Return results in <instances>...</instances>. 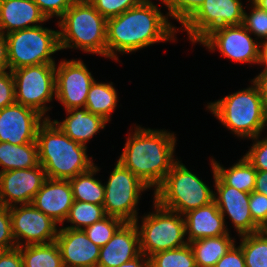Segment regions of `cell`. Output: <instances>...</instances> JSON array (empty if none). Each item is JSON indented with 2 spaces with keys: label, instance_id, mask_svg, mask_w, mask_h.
<instances>
[{
  "label": "cell",
  "instance_id": "6da1fadb",
  "mask_svg": "<svg viewBox=\"0 0 267 267\" xmlns=\"http://www.w3.org/2000/svg\"><path fill=\"white\" fill-rule=\"evenodd\" d=\"M175 28L156 5L145 0L124 13L107 19V57L116 58L114 50L131 52L155 42L168 41Z\"/></svg>",
  "mask_w": 267,
  "mask_h": 267
},
{
  "label": "cell",
  "instance_id": "7a4b0ae2",
  "mask_svg": "<svg viewBox=\"0 0 267 267\" xmlns=\"http://www.w3.org/2000/svg\"><path fill=\"white\" fill-rule=\"evenodd\" d=\"M118 162L149 188L163 182L173 164L175 138L166 131L136 128Z\"/></svg>",
  "mask_w": 267,
  "mask_h": 267
},
{
  "label": "cell",
  "instance_id": "3957f363",
  "mask_svg": "<svg viewBox=\"0 0 267 267\" xmlns=\"http://www.w3.org/2000/svg\"><path fill=\"white\" fill-rule=\"evenodd\" d=\"M37 131L38 160L46 177L70 180L94 166L86 146L70 139L48 117Z\"/></svg>",
  "mask_w": 267,
  "mask_h": 267
},
{
  "label": "cell",
  "instance_id": "277c9868",
  "mask_svg": "<svg viewBox=\"0 0 267 267\" xmlns=\"http://www.w3.org/2000/svg\"><path fill=\"white\" fill-rule=\"evenodd\" d=\"M60 18V50L76 47L107 57V19L88 0H76Z\"/></svg>",
  "mask_w": 267,
  "mask_h": 267
},
{
  "label": "cell",
  "instance_id": "5b68a950",
  "mask_svg": "<svg viewBox=\"0 0 267 267\" xmlns=\"http://www.w3.org/2000/svg\"><path fill=\"white\" fill-rule=\"evenodd\" d=\"M228 95L208 108L227 128L242 137L258 139L267 123V109L257 85Z\"/></svg>",
  "mask_w": 267,
  "mask_h": 267
},
{
  "label": "cell",
  "instance_id": "8992f818",
  "mask_svg": "<svg viewBox=\"0 0 267 267\" xmlns=\"http://www.w3.org/2000/svg\"><path fill=\"white\" fill-rule=\"evenodd\" d=\"M155 202L175 213L188 211L209 205L214 193L195 174L183 164L175 161L163 182L155 189Z\"/></svg>",
  "mask_w": 267,
  "mask_h": 267
},
{
  "label": "cell",
  "instance_id": "52a82bcc",
  "mask_svg": "<svg viewBox=\"0 0 267 267\" xmlns=\"http://www.w3.org/2000/svg\"><path fill=\"white\" fill-rule=\"evenodd\" d=\"M8 42L9 69L55 63L51 54L60 50L58 31L36 27L5 34Z\"/></svg>",
  "mask_w": 267,
  "mask_h": 267
},
{
  "label": "cell",
  "instance_id": "ba28073f",
  "mask_svg": "<svg viewBox=\"0 0 267 267\" xmlns=\"http://www.w3.org/2000/svg\"><path fill=\"white\" fill-rule=\"evenodd\" d=\"M154 203L156 214L144 217L141 230H138L140 251L145 256L148 253L147 257L188 244L182 240L186 234L185 219L181 218L179 213L173 215L174 211Z\"/></svg>",
  "mask_w": 267,
  "mask_h": 267
},
{
  "label": "cell",
  "instance_id": "9c48e42d",
  "mask_svg": "<svg viewBox=\"0 0 267 267\" xmlns=\"http://www.w3.org/2000/svg\"><path fill=\"white\" fill-rule=\"evenodd\" d=\"M104 188L105 214L119 218L123 222H137L135 206L139 200V193L149 187L117 161Z\"/></svg>",
  "mask_w": 267,
  "mask_h": 267
},
{
  "label": "cell",
  "instance_id": "30bf717a",
  "mask_svg": "<svg viewBox=\"0 0 267 267\" xmlns=\"http://www.w3.org/2000/svg\"><path fill=\"white\" fill-rule=\"evenodd\" d=\"M55 66L48 63L12 70L16 103L44 115L47 111L44 103L50 102L55 94Z\"/></svg>",
  "mask_w": 267,
  "mask_h": 267
},
{
  "label": "cell",
  "instance_id": "8fae6325",
  "mask_svg": "<svg viewBox=\"0 0 267 267\" xmlns=\"http://www.w3.org/2000/svg\"><path fill=\"white\" fill-rule=\"evenodd\" d=\"M243 16L240 0H205L183 26L193 42H200L215 28L241 25Z\"/></svg>",
  "mask_w": 267,
  "mask_h": 267
},
{
  "label": "cell",
  "instance_id": "7c38bea8",
  "mask_svg": "<svg viewBox=\"0 0 267 267\" xmlns=\"http://www.w3.org/2000/svg\"><path fill=\"white\" fill-rule=\"evenodd\" d=\"M208 49L217 47L228 58L238 62L260 63L261 50L241 24L213 29L201 41Z\"/></svg>",
  "mask_w": 267,
  "mask_h": 267
},
{
  "label": "cell",
  "instance_id": "4fadbf2b",
  "mask_svg": "<svg viewBox=\"0 0 267 267\" xmlns=\"http://www.w3.org/2000/svg\"><path fill=\"white\" fill-rule=\"evenodd\" d=\"M10 217L12 234L15 242L17 240V247L21 246V242H18L21 237L27 240L25 245L47 244L56 240L58 235L56 222L32 203L20 205V208L10 207Z\"/></svg>",
  "mask_w": 267,
  "mask_h": 267
},
{
  "label": "cell",
  "instance_id": "5bb4252c",
  "mask_svg": "<svg viewBox=\"0 0 267 267\" xmlns=\"http://www.w3.org/2000/svg\"><path fill=\"white\" fill-rule=\"evenodd\" d=\"M94 78L81 61L61 62L55 70V97L64 104L66 111L83 108Z\"/></svg>",
  "mask_w": 267,
  "mask_h": 267
},
{
  "label": "cell",
  "instance_id": "9a60e30c",
  "mask_svg": "<svg viewBox=\"0 0 267 267\" xmlns=\"http://www.w3.org/2000/svg\"><path fill=\"white\" fill-rule=\"evenodd\" d=\"M46 178L40 164L29 169L0 172V205L12 207L13 202L31 204Z\"/></svg>",
  "mask_w": 267,
  "mask_h": 267
},
{
  "label": "cell",
  "instance_id": "2e32d148",
  "mask_svg": "<svg viewBox=\"0 0 267 267\" xmlns=\"http://www.w3.org/2000/svg\"><path fill=\"white\" fill-rule=\"evenodd\" d=\"M41 115L18 103L0 109V142L22 145L35 142Z\"/></svg>",
  "mask_w": 267,
  "mask_h": 267
},
{
  "label": "cell",
  "instance_id": "e0dca14e",
  "mask_svg": "<svg viewBox=\"0 0 267 267\" xmlns=\"http://www.w3.org/2000/svg\"><path fill=\"white\" fill-rule=\"evenodd\" d=\"M213 174L217 194L219 195L218 198L214 195L213 201L218 206L221 214L225 216V212L228 213L241 236L258 232L259 226L253 221L249 208L250 193L226 185L216 175L214 165Z\"/></svg>",
  "mask_w": 267,
  "mask_h": 267
},
{
  "label": "cell",
  "instance_id": "ac0fdd59",
  "mask_svg": "<svg viewBox=\"0 0 267 267\" xmlns=\"http://www.w3.org/2000/svg\"><path fill=\"white\" fill-rule=\"evenodd\" d=\"M55 242L64 267H97L100 247L87 237L83 229L62 228Z\"/></svg>",
  "mask_w": 267,
  "mask_h": 267
},
{
  "label": "cell",
  "instance_id": "d6986e66",
  "mask_svg": "<svg viewBox=\"0 0 267 267\" xmlns=\"http://www.w3.org/2000/svg\"><path fill=\"white\" fill-rule=\"evenodd\" d=\"M138 229L137 222H124L100 247L97 267H119L137 257L141 253Z\"/></svg>",
  "mask_w": 267,
  "mask_h": 267
},
{
  "label": "cell",
  "instance_id": "ffe728a7",
  "mask_svg": "<svg viewBox=\"0 0 267 267\" xmlns=\"http://www.w3.org/2000/svg\"><path fill=\"white\" fill-rule=\"evenodd\" d=\"M73 202L69 180L46 178L32 204L56 223H63Z\"/></svg>",
  "mask_w": 267,
  "mask_h": 267
},
{
  "label": "cell",
  "instance_id": "44dd1931",
  "mask_svg": "<svg viewBox=\"0 0 267 267\" xmlns=\"http://www.w3.org/2000/svg\"><path fill=\"white\" fill-rule=\"evenodd\" d=\"M48 20L33 0H0V33L36 27ZM33 23L32 25H29Z\"/></svg>",
  "mask_w": 267,
  "mask_h": 267
},
{
  "label": "cell",
  "instance_id": "7402d4cb",
  "mask_svg": "<svg viewBox=\"0 0 267 267\" xmlns=\"http://www.w3.org/2000/svg\"><path fill=\"white\" fill-rule=\"evenodd\" d=\"M185 229L188 234V243L202 238L218 237L228 234L225 229L224 216L213 201L209 205L185 213Z\"/></svg>",
  "mask_w": 267,
  "mask_h": 267
},
{
  "label": "cell",
  "instance_id": "603a6c76",
  "mask_svg": "<svg viewBox=\"0 0 267 267\" xmlns=\"http://www.w3.org/2000/svg\"><path fill=\"white\" fill-rule=\"evenodd\" d=\"M69 115L62 123L54 120L57 125L70 139L85 145L99 129L105 127L106 121L103 117L92 114L84 107L82 110L72 108L67 110Z\"/></svg>",
  "mask_w": 267,
  "mask_h": 267
},
{
  "label": "cell",
  "instance_id": "cb8c5ba5",
  "mask_svg": "<svg viewBox=\"0 0 267 267\" xmlns=\"http://www.w3.org/2000/svg\"><path fill=\"white\" fill-rule=\"evenodd\" d=\"M0 172L16 169H29L39 165L37 142L14 145L0 142Z\"/></svg>",
  "mask_w": 267,
  "mask_h": 267
},
{
  "label": "cell",
  "instance_id": "d4e9b609",
  "mask_svg": "<svg viewBox=\"0 0 267 267\" xmlns=\"http://www.w3.org/2000/svg\"><path fill=\"white\" fill-rule=\"evenodd\" d=\"M233 241L229 234H226L189 242L194 253L196 267H215L221 257L234 245Z\"/></svg>",
  "mask_w": 267,
  "mask_h": 267
},
{
  "label": "cell",
  "instance_id": "484cf974",
  "mask_svg": "<svg viewBox=\"0 0 267 267\" xmlns=\"http://www.w3.org/2000/svg\"><path fill=\"white\" fill-rule=\"evenodd\" d=\"M216 175L228 186L239 191L251 193L255 188L257 170L244 156L230 169H224L217 162L212 161Z\"/></svg>",
  "mask_w": 267,
  "mask_h": 267
},
{
  "label": "cell",
  "instance_id": "4316f807",
  "mask_svg": "<svg viewBox=\"0 0 267 267\" xmlns=\"http://www.w3.org/2000/svg\"><path fill=\"white\" fill-rule=\"evenodd\" d=\"M21 245L23 267H64L56 242Z\"/></svg>",
  "mask_w": 267,
  "mask_h": 267
},
{
  "label": "cell",
  "instance_id": "83f0119b",
  "mask_svg": "<svg viewBox=\"0 0 267 267\" xmlns=\"http://www.w3.org/2000/svg\"><path fill=\"white\" fill-rule=\"evenodd\" d=\"M97 171L98 168L93 166L69 180L74 200L103 205L105 188L100 181L92 177Z\"/></svg>",
  "mask_w": 267,
  "mask_h": 267
},
{
  "label": "cell",
  "instance_id": "f1b7e54d",
  "mask_svg": "<svg viewBox=\"0 0 267 267\" xmlns=\"http://www.w3.org/2000/svg\"><path fill=\"white\" fill-rule=\"evenodd\" d=\"M117 93L112 84L93 82L89 88L85 108L92 114L109 121L111 112L115 109Z\"/></svg>",
  "mask_w": 267,
  "mask_h": 267
},
{
  "label": "cell",
  "instance_id": "f546056e",
  "mask_svg": "<svg viewBox=\"0 0 267 267\" xmlns=\"http://www.w3.org/2000/svg\"><path fill=\"white\" fill-rule=\"evenodd\" d=\"M242 236L240 247L246 267H267V238L259 232Z\"/></svg>",
  "mask_w": 267,
  "mask_h": 267
},
{
  "label": "cell",
  "instance_id": "4dcf8cb0",
  "mask_svg": "<svg viewBox=\"0 0 267 267\" xmlns=\"http://www.w3.org/2000/svg\"><path fill=\"white\" fill-rule=\"evenodd\" d=\"M150 267H196L189 243L179 248L160 251L149 257Z\"/></svg>",
  "mask_w": 267,
  "mask_h": 267
},
{
  "label": "cell",
  "instance_id": "1f68e13d",
  "mask_svg": "<svg viewBox=\"0 0 267 267\" xmlns=\"http://www.w3.org/2000/svg\"><path fill=\"white\" fill-rule=\"evenodd\" d=\"M104 217L106 214L103 205L74 200L66 219L75 225L66 228L82 229V225L87 227Z\"/></svg>",
  "mask_w": 267,
  "mask_h": 267
},
{
  "label": "cell",
  "instance_id": "d6a6232c",
  "mask_svg": "<svg viewBox=\"0 0 267 267\" xmlns=\"http://www.w3.org/2000/svg\"><path fill=\"white\" fill-rule=\"evenodd\" d=\"M124 222L116 217L106 216L102 220L82 228L87 237L97 246H104Z\"/></svg>",
  "mask_w": 267,
  "mask_h": 267
},
{
  "label": "cell",
  "instance_id": "836d02e7",
  "mask_svg": "<svg viewBox=\"0 0 267 267\" xmlns=\"http://www.w3.org/2000/svg\"><path fill=\"white\" fill-rule=\"evenodd\" d=\"M105 18L116 17L128 9L140 5L145 0H88Z\"/></svg>",
  "mask_w": 267,
  "mask_h": 267
},
{
  "label": "cell",
  "instance_id": "e575fe53",
  "mask_svg": "<svg viewBox=\"0 0 267 267\" xmlns=\"http://www.w3.org/2000/svg\"><path fill=\"white\" fill-rule=\"evenodd\" d=\"M168 7L169 16L184 25L202 6L205 0H162Z\"/></svg>",
  "mask_w": 267,
  "mask_h": 267
},
{
  "label": "cell",
  "instance_id": "d590c367",
  "mask_svg": "<svg viewBox=\"0 0 267 267\" xmlns=\"http://www.w3.org/2000/svg\"><path fill=\"white\" fill-rule=\"evenodd\" d=\"M242 25L260 38L267 39V11L254 4L252 13L248 16L244 12Z\"/></svg>",
  "mask_w": 267,
  "mask_h": 267
},
{
  "label": "cell",
  "instance_id": "8d00e7d4",
  "mask_svg": "<svg viewBox=\"0 0 267 267\" xmlns=\"http://www.w3.org/2000/svg\"><path fill=\"white\" fill-rule=\"evenodd\" d=\"M12 234L10 207L0 205V252L16 248Z\"/></svg>",
  "mask_w": 267,
  "mask_h": 267
},
{
  "label": "cell",
  "instance_id": "74e56055",
  "mask_svg": "<svg viewBox=\"0 0 267 267\" xmlns=\"http://www.w3.org/2000/svg\"><path fill=\"white\" fill-rule=\"evenodd\" d=\"M249 208L253 221L261 226L267 220V196L252 191L249 198Z\"/></svg>",
  "mask_w": 267,
  "mask_h": 267
},
{
  "label": "cell",
  "instance_id": "f35d334b",
  "mask_svg": "<svg viewBox=\"0 0 267 267\" xmlns=\"http://www.w3.org/2000/svg\"><path fill=\"white\" fill-rule=\"evenodd\" d=\"M0 72V109L16 103L13 73Z\"/></svg>",
  "mask_w": 267,
  "mask_h": 267
},
{
  "label": "cell",
  "instance_id": "ab89813d",
  "mask_svg": "<svg viewBox=\"0 0 267 267\" xmlns=\"http://www.w3.org/2000/svg\"><path fill=\"white\" fill-rule=\"evenodd\" d=\"M47 19L61 17L76 0H33Z\"/></svg>",
  "mask_w": 267,
  "mask_h": 267
},
{
  "label": "cell",
  "instance_id": "60d3db41",
  "mask_svg": "<svg viewBox=\"0 0 267 267\" xmlns=\"http://www.w3.org/2000/svg\"><path fill=\"white\" fill-rule=\"evenodd\" d=\"M245 157L257 171H267V138L257 141Z\"/></svg>",
  "mask_w": 267,
  "mask_h": 267
},
{
  "label": "cell",
  "instance_id": "b9f144b4",
  "mask_svg": "<svg viewBox=\"0 0 267 267\" xmlns=\"http://www.w3.org/2000/svg\"><path fill=\"white\" fill-rule=\"evenodd\" d=\"M215 267H246L245 258L241 247L233 245L230 250L221 257Z\"/></svg>",
  "mask_w": 267,
  "mask_h": 267
},
{
  "label": "cell",
  "instance_id": "7bdbcfd3",
  "mask_svg": "<svg viewBox=\"0 0 267 267\" xmlns=\"http://www.w3.org/2000/svg\"><path fill=\"white\" fill-rule=\"evenodd\" d=\"M0 267H23L18 247L0 252Z\"/></svg>",
  "mask_w": 267,
  "mask_h": 267
},
{
  "label": "cell",
  "instance_id": "ee69618b",
  "mask_svg": "<svg viewBox=\"0 0 267 267\" xmlns=\"http://www.w3.org/2000/svg\"><path fill=\"white\" fill-rule=\"evenodd\" d=\"M9 69L8 42L5 34L0 33V72Z\"/></svg>",
  "mask_w": 267,
  "mask_h": 267
},
{
  "label": "cell",
  "instance_id": "f6af8a7d",
  "mask_svg": "<svg viewBox=\"0 0 267 267\" xmlns=\"http://www.w3.org/2000/svg\"><path fill=\"white\" fill-rule=\"evenodd\" d=\"M260 92L261 97L263 98L264 105L267 109V67L259 74L253 81Z\"/></svg>",
  "mask_w": 267,
  "mask_h": 267
},
{
  "label": "cell",
  "instance_id": "bcb514c9",
  "mask_svg": "<svg viewBox=\"0 0 267 267\" xmlns=\"http://www.w3.org/2000/svg\"><path fill=\"white\" fill-rule=\"evenodd\" d=\"M253 191L267 196V171H257L255 188Z\"/></svg>",
  "mask_w": 267,
  "mask_h": 267
},
{
  "label": "cell",
  "instance_id": "7dc6e473",
  "mask_svg": "<svg viewBox=\"0 0 267 267\" xmlns=\"http://www.w3.org/2000/svg\"><path fill=\"white\" fill-rule=\"evenodd\" d=\"M145 255L140 253L137 257L127 261L126 263L121 264L119 267H150V260L147 258L145 262H141L140 258ZM141 262V263H140Z\"/></svg>",
  "mask_w": 267,
  "mask_h": 267
},
{
  "label": "cell",
  "instance_id": "c3c4849f",
  "mask_svg": "<svg viewBox=\"0 0 267 267\" xmlns=\"http://www.w3.org/2000/svg\"><path fill=\"white\" fill-rule=\"evenodd\" d=\"M262 48L261 51V64L264 63L267 66V40L263 42V45H260Z\"/></svg>",
  "mask_w": 267,
  "mask_h": 267
},
{
  "label": "cell",
  "instance_id": "681fc988",
  "mask_svg": "<svg viewBox=\"0 0 267 267\" xmlns=\"http://www.w3.org/2000/svg\"><path fill=\"white\" fill-rule=\"evenodd\" d=\"M253 4L257 5L260 9L267 11V0H252Z\"/></svg>",
  "mask_w": 267,
  "mask_h": 267
},
{
  "label": "cell",
  "instance_id": "f907efd6",
  "mask_svg": "<svg viewBox=\"0 0 267 267\" xmlns=\"http://www.w3.org/2000/svg\"><path fill=\"white\" fill-rule=\"evenodd\" d=\"M258 232L267 238V220L261 226H259Z\"/></svg>",
  "mask_w": 267,
  "mask_h": 267
}]
</instances>
